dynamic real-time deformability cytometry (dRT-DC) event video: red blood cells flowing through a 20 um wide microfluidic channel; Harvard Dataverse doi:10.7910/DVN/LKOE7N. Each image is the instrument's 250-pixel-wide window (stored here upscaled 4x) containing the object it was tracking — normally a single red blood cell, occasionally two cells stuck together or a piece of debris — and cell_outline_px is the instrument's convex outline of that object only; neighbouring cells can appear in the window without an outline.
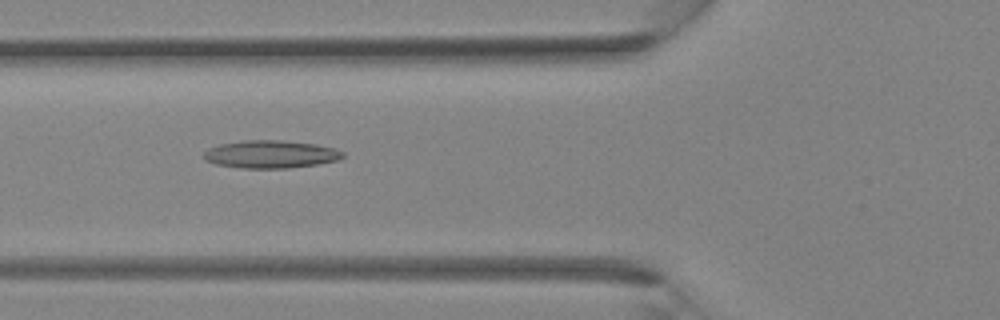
{"species": "Egyptian fruit bat (a non-hibernating species)", "species_latin": "Rousettus aegyptiacus", "temperature_condition": "room temperature", "stored_images_in_passage": 31, "camera_frame_rate_fps": 3000, "um_per_image_px": 0.085, "animal": {"sex": "female"}, "frame": {"image": 1, "passage_image": 8, "time_ms": 2.333, "image_size_px": [1000, 320], "cell_outline_px": [[344, 156], [336, 160], [316, 164], [288, 168], [240, 168], [216, 164], [208, 160], [204, 156], [204, 152], [208, 148], [220, 144], [244, 140], [284, 140], [316, 144], [336, 148], [344, 152]], "centroid_in_image_um": [23.02, 13.1], "position_along_channel_um": 102.8, "area_um2": 22.43}}
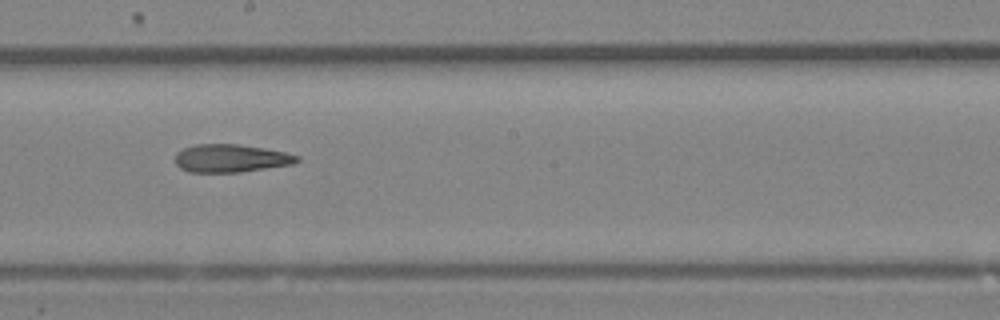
{"frame": {"image": 2, "passage_image": 15, "time_ms": 4.667, "image_size_px": [1000, 320], "cell_outline_px": [[300, 160], [292, 164], [240, 172], [188, 172], [180, 168], [176, 164], [176, 152], [184, 148], [196, 144], [236, 144], [264, 148], [284, 152], [300, 156]], "centroid_in_image_um": [19.61, 13.45], "position_along_channel_um": 228.6, "area_um2": 19.77}}
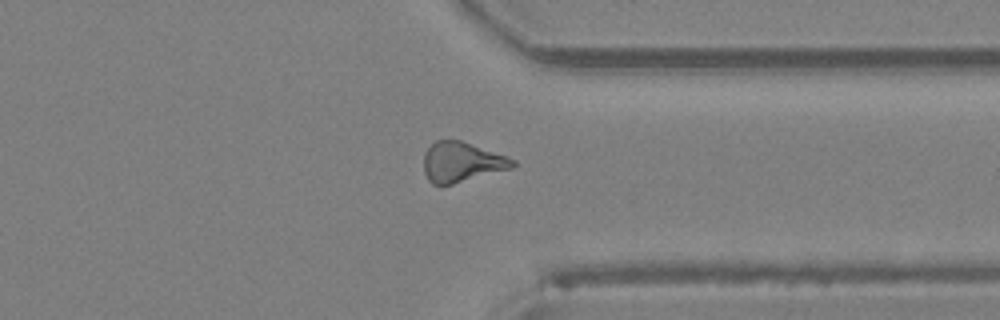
{"frame": {"image": 3, "passage_image": 23, "time_ms": 7.333, "image_size_px": [1000, 320], "cell_outline_px": [[516, 164], [512, 168], [452, 184], [432, 184], [428, 180], [424, 172], [424, 152], [436, 140], [460, 140], [516, 160]], "centroid_in_image_um": [39.22, 13.78], "position_along_channel_um": 372.2, "area_um2": 20.4}}